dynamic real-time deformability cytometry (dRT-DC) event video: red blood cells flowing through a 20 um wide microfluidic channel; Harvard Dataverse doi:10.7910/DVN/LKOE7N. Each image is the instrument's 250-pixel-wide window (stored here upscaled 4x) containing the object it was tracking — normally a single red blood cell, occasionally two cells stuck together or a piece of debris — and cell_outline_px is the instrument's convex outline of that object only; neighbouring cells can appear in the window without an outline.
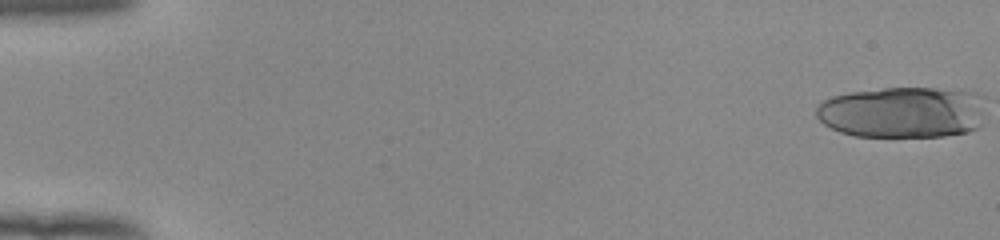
{"species": "human", "species_latin": "Homo sapiens", "temperature_condition": "room temperature", "stored_images_in_passage": 21, "camera_frame_rate_fps": 3000, "um_per_image_px": 0.085, "donor": {"sex": "female"}, "frame": {"image": 1, "passage_image": 1, "time_ms": 0.0, "image_size_px": [1000, 240], "cell_outline_px": [[984, 96], [980, 124], [976, 128], [968, 132], [944, 136], [856, 136], [840, 132], [824, 124], [816, 116], [816, 108], [824, 100], [832, 96], [848, 92], [884, 88], [936, 88], [980, 92]], "centroid_in_image_um": [76.74, 9.53], "position_along_channel_um": 8.3, "area_um2": 50.92}}
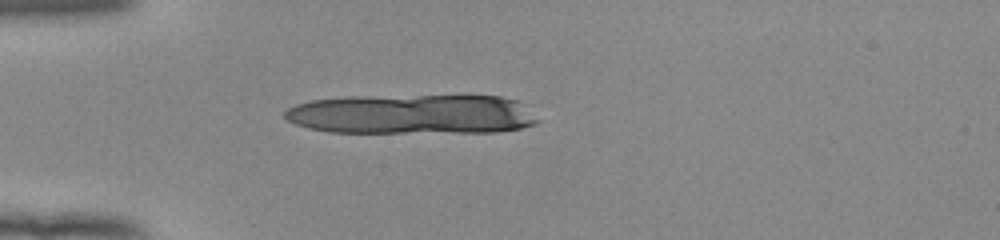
{"frame": {"image": 2, "passage_image": 16, "time_ms": 5.0, "image_size_px": [1000, 240], "cell_outline_px": [[540, 120], [536, 124], [520, 128], [496, 132], [328, 132], [308, 128], [296, 124], [288, 120], [284, 116], [284, 112], [288, 108], [296, 104], [312, 100], [348, 96], [500, 96], [516, 100]], "centroid_in_image_um": [35.0, 9.71], "position_along_channel_um": 50.0, "area_um2": 58.61}}